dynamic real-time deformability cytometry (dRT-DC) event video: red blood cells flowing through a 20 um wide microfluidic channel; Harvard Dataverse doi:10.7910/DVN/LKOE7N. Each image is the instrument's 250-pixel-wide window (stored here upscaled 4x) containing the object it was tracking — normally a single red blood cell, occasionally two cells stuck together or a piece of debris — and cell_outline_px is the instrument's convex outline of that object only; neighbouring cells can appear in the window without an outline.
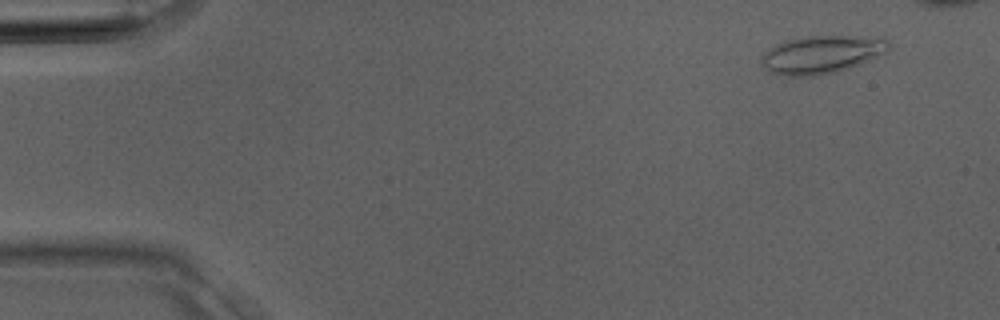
{"species": "Egyptian fruit bat (a non-hibernating species)", "species_latin": "Rousettus aegyptiacus", "temperature_condition": "room temperature", "stored_images_in_passage": 4, "camera_frame_rate_fps": 3000, "um_per_image_px": 0.085, "animal": {"sex": "male"}, "frame": {"image": 1, "passage_image": 1, "time_ms": 0.0, "image_size_px": [1000, 320], "cell_outline_px": [[892, 48], [888, 52], [860, 64], [848, 68], [816, 76], [784, 76], [768, 72], [764, 64], [764, 56], [776, 44], [788, 40], [804, 36], [884, 36], [888, 40]], "centroid_in_image_um": [69.96, 4.61], "position_along_channel_um": 15.0, "area_um2": 28.09}}